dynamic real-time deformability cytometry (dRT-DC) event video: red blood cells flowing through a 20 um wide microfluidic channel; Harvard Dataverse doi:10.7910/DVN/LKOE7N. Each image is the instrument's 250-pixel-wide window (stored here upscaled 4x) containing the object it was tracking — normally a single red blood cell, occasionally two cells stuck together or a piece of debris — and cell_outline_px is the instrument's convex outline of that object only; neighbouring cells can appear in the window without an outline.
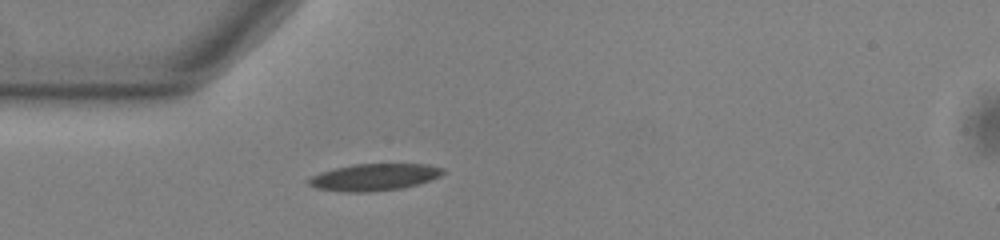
{"species": "common noctule bat (a hibernating species)", "species_latin": "Nyctalus noctula", "temperature_condition": "warm", "stored_images_in_passage": 40, "camera_frame_rate_fps": 3000, "um_per_image_px": 0.085, "animal": {"sex": "male", "body_mass_g": 13.0, "forearm_length_mm": 53.1}, "frame": {"image": 1, "passage_image": 1, "time_ms": 0.0, "image_size_px": [1000, 240], "cell_outline_px": [[444, 172], [440, 176], [404, 188], [368, 192], [340, 192], [316, 188], [308, 184], [308, 180], [312, 176], [320, 172], [352, 164], [428, 164], [444, 168]], "centroid_in_image_um": [31.79, 15.06], "position_along_channel_um": 53.2, "area_um2": 21.04}}
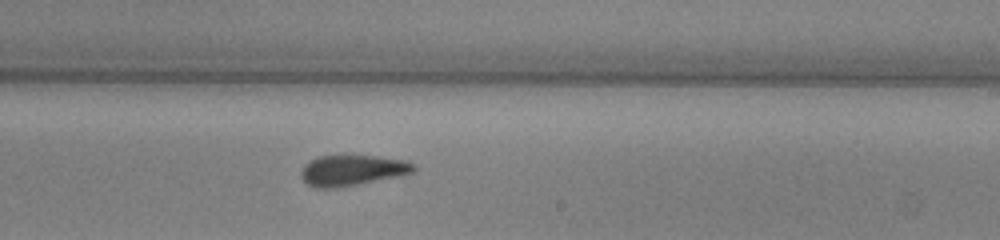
{"frame": {"image": 2, "passage_image": 18, "time_ms": 5.667, "image_size_px": [1000, 240], "cell_outline_px": [[416, 168], [412, 172], [396, 176], [360, 184], [340, 188], [312, 188], [300, 176], [300, 172], [304, 164], [320, 156], [376, 156], [408, 160], [416, 164]], "centroid_in_image_um": [29.93, 14.48], "position_along_channel_um": 259.1, "area_um2": 20.17}}
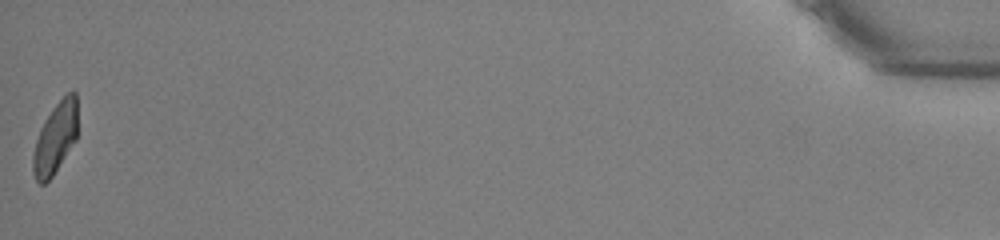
{"frame": {"image": 3, "passage_image": 40, "time_ms": 13.0, "image_size_px": [1000, 240], "cell_outline_px": [[76, 140], [52, 176], [44, 184], [40, 184], [36, 180], [32, 172], [32, 160], [36, 140], [40, 128], [44, 120], [52, 108], [68, 92], [76, 92]], "centroid_in_image_um": [4.68, 11.76], "position_along_channel_um": 430.5, "area_um2": 18.21}, "authors_computed_cell_mechanics": {"area_um2": 20.2878, "velocity_mm_per_s": 3.7542, "shape_relaxation_time_tau1_ms": 6.3098, "shape_relaxation_time_tau2_ms": 2.5957, "deformation_change_tau1": 0.1761, "deformation_change_tau2": 0.1109}}